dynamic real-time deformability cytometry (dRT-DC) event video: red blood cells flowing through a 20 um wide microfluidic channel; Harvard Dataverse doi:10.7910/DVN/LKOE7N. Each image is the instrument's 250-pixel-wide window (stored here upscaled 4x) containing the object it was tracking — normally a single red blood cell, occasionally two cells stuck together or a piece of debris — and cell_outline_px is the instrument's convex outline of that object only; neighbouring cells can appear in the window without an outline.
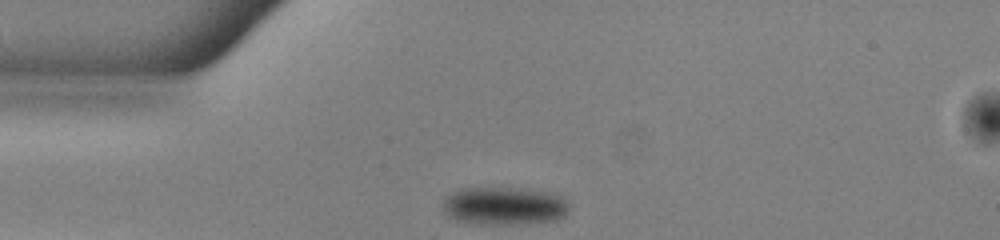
{"species": "common noctule bat (a hibernating species)", "species_latin": "Nyctalus noctula", "temperature_condition": "warm", "stored_images_in_passage": 31, "camera_frame_rate_fps": 3000, "um_per_image_px": 0.085, "animal": {"sex": "male", "body_mass_g": 13.0, "forearm_length_mm": 53.1}, "frame": {"image": 1, "passage_image": 1, "time_ms": 0.0, "image_size_px": [1000, 240], "cell_outline_px": [[568, 212], [564, 216], [556, 220], [536, 224], [472, 224], [456, 220], [448, 216], [444, 212], [444, 200], [452, 192], [464, 188], [520, 188], [552, 192], [564, 196], [568, 204]], "centroid_in_image_um": [42.92, 17.52], "position_along_channel_um": 42.1, "area_um2": 28.5}}
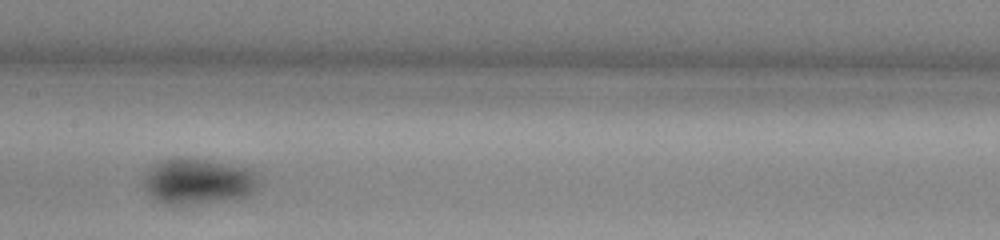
{"frame": {"image": 2, "passage_image": 14, "time_ms": 4.333, "image_size_px": [1000, 240], "cell_outline_px": [[264, 184], [256, 192], [248, 196], [180, 208], [172, 208], [156, 200], [144, 188], [144, 176], [152, 164], [164, 160], [204, 160], [228, 164], [248, 168], [256, 172], [260, 176]], "centroid_in_image_um": [16.91, 15.5], "position_along_channel_um": 190.5, "area_um2": 31.5}}
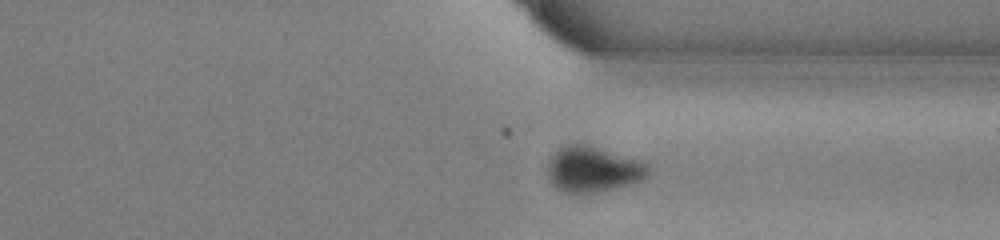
{"frame": {"image": 3, "passage_image": 27, "time_ms": 8.667, "image_size_px": [1000, 240], "cell_outline_px": [[652, 172], [644, 180], [616, 188], [584, 196], [568, 196], [556, 188], [552, 184], [548, 176], [548, 160], [560, 148], [568, 144], [584, 144], [636, 160], [648, 164]], "centroid_in_image_um": [50.38, 14.48], "position_along_channel_um": 361.0, "area_um2": 27.22}, "authors_computed_cell_mechanics": {"area_um2": 29.5358, "velocity_mm_per_s": 3.9308, "shape_relaxation_time_tau1_ms": 9.129, "shape_relaxation_time_tau2_ms": 5.431, "deformation_change_tau1": 0.1278, "deformation_change_tau2": 0.0544}}